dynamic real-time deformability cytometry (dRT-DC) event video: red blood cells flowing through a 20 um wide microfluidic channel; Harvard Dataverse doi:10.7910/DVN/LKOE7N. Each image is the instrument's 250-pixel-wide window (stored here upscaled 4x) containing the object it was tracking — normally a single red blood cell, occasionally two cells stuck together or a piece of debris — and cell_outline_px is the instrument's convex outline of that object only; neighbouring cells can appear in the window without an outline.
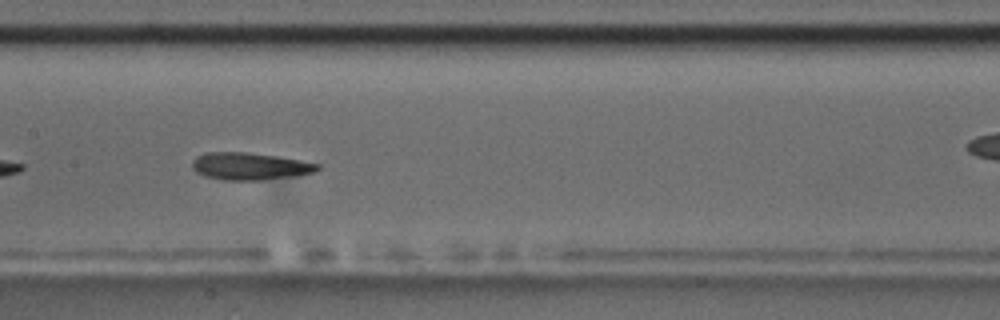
{"species": "common noctule bat (a hibernating species)", "species_latin": "Nyctalus noctula", "temperature_condition": "room temperature", "stored_images_in_passage": 9, "camera_frame_rate_fps": 3000, "um_per_image_px": 0.085, "animal": {"sex": "male", "body_mass_g": 17.5, "forearm_length_mm": 52.3}, "frame": {"image": 1, "passage_image": 7, "time_ms": 7.667, "image_size_px": [1000, 320], "cell_outline_px": [[320, 168], [312, 172], [296, 176], [260, 180], [224, 180], [204, 176], [196, 172], [192, 168], [192, 160], [196, 156], [204, 152], [248, 152], [276, 156], [320, 164]], "centroid_in_image_um": [21.18, 14.13], "position_along_channel_um": 186.2, "area_um2": 19.94}}
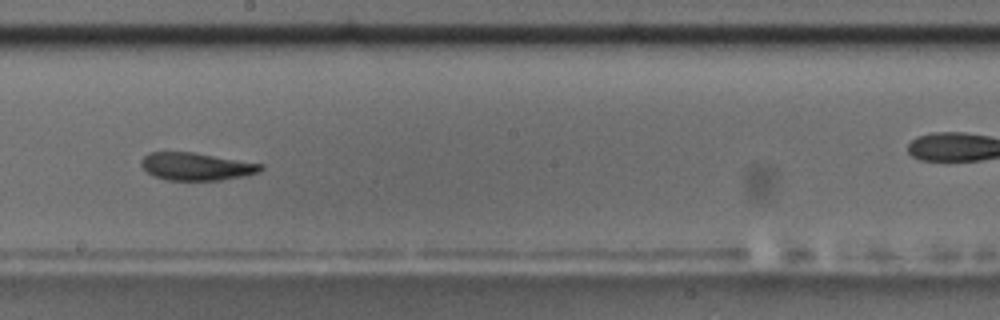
{"frame": {"image": 2, "passage_image": 8, "time_ms": 9.0, "image_size_px": [1000, 320], "cell_outline_px": [[264, 168], [260, 172], [248, 176], [220, 180], [168, 180], [156, 176], [148, 172], [140, 164], [140, 160], [148, 152], [192, 152], [264, 164]], "centroid_in_image_um": [16.73, 14.15], "position_along_channel_um": 231.5, "area_um2": 19.31}}